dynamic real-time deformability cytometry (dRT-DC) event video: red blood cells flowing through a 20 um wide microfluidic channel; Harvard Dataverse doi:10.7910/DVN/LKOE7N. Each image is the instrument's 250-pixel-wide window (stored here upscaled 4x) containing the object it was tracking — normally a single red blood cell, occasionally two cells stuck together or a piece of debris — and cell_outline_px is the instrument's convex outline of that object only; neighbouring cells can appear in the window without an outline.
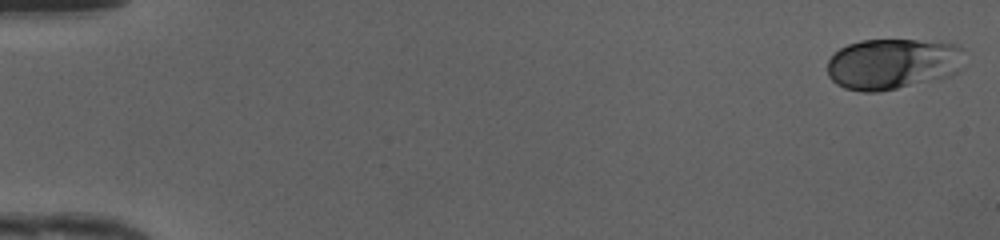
{"species": "human", "species_latin": "Homo sapiens", "temperature_condition": "cold", "stored_images_in_passage": 49, "camera_frame_rate_fps": 3000, "um_per_image_px": 0.085, "donor": {"sex": "female"}, "frame": {"image": 1, "passage_image": 1, "time_ms": 0.0, "image_size_px": [1000, 240], "cell_outline_px": [[960, 48], [956, 72], [948, 76], [896, 88], [876, 92], [860, 92], [844, 88], [836, 84], [828, 76], [828, 60], [840, 48], [848, 44], [860, 40], [916, 40], [952, 44]], "centroid_in_image_um": [75.74, 5.43], "position_along_channel_um": 9.3, "area_um2": 39.71}}
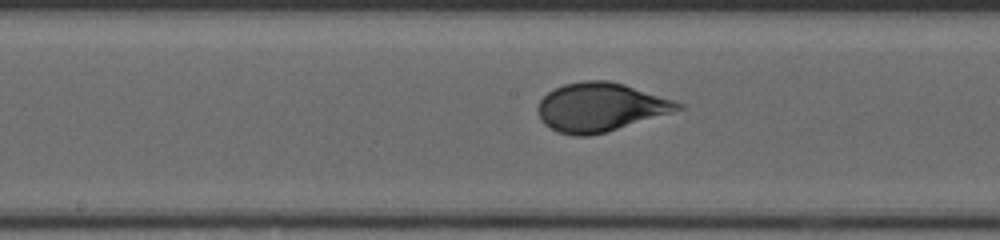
{"frame": {"image": 2, "passage_image": 26, "time_ms": 8.333, "image_size_px": [1000, 240], "cell_outline_px": [[684, 108], [672, 112], [604, 132], [588, 136], [576, 136], [556, 132], [548, 128], [540, 120], [536, 108], [540, 100], [548, 92], [564, 84], [584, 80], [608, 80], [624, 84], [676, 100], [684, 104]], "centroid_in_image_um": [51.0, 9.1], "position_along_channel_um": 197.2, "area_um2": 39.71}}
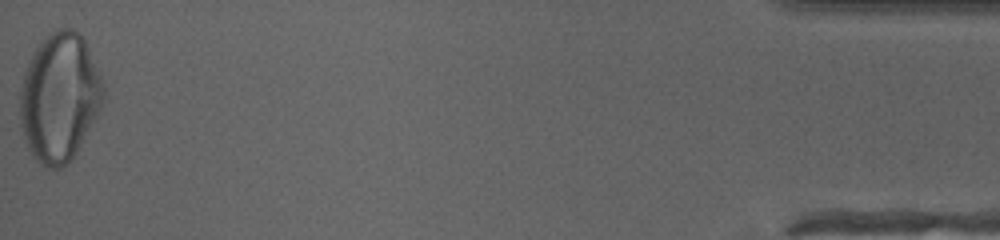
{"frame": {"image": 3, "passage_image": 49, "time_ms": 16.0, "image_size_px": [1000, 240], "cell_outline_px": [[104, 104], [76, 152], [68, 164], [60, 168], [48, 168], [40, 164], [32, 156], [28, 148], [20, 124], [20, 88], [24, 72], [32, 52], [56, 28], [72, 28], [84, 40], [104, 84]], "centroid_in_image_um": [5.05, 8.31], "position_along_channel_um": 430.1, "area_um2": 62.31}, "authors_computed_cell_mechanics": {"area_um2": 39.5352, "velocity_mm_per_s": 4.1999, "shape_relaxation_time_tau1_ms": 3.7819, "shape_relaxation_time_tau2_ms": null, "deformation_change_tau1": 0.1814, "deformation_change_tau2": null}}